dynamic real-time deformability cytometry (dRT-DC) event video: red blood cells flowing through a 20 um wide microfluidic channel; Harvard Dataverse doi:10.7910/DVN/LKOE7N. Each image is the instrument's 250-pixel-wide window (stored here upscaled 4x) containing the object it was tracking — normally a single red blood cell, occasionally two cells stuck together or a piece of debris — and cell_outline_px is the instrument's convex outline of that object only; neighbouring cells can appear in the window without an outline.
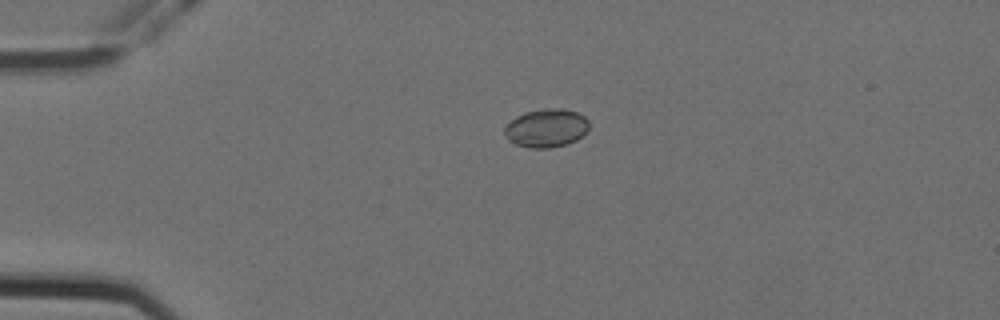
{"species": "Egyptian fruit bat (a non-hibernating species)", "species_latin": "Rousettus aegyptiacus", "temperature_condition": "cold", "stored_images_in_passage": 2, "camera_frame_rate_fps": 3000, "um_per_image_px": 0.085, "animal": {"sex": "female"}, "frame": {"image": 1, "passage_image": 1, "time_ms": 0.0, "image_size_px": [1000, 320], "cell_outline_px": [[588, 128], [576, 140], [568, 144], [548, 148], [528, 148], [516, 144], [508, 140], [504, 132], [504, 128], [516, 116], [524, 112], [544, 108], [564, 108], [576, 112], [584, 116], [588, 120]], "centroid_in_image_um": [46.42, 10.88], "position_along_channel_um": 38.6, "area_um2": 18.9}}